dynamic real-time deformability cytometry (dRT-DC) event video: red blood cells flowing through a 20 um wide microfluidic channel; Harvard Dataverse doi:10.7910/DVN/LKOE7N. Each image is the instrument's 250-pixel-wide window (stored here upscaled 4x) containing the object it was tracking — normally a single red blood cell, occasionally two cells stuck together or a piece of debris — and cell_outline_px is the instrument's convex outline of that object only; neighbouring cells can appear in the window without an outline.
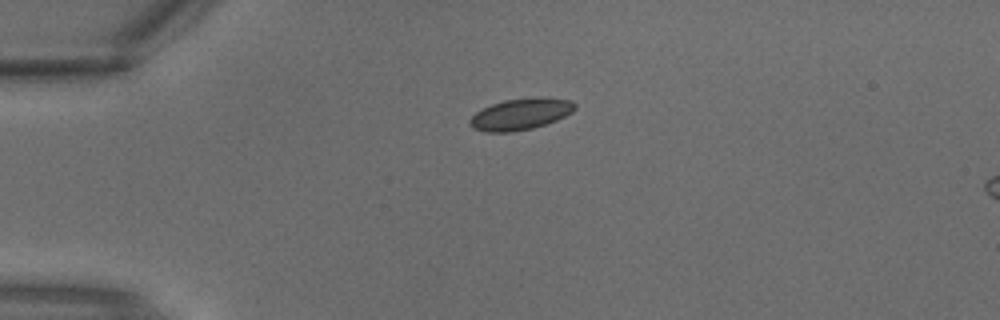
{"species": "common noctule bat (a hibernating species)", "species_latin": "Nyctalus noctula", "temperature_condition": "warm", "stored_images_in_passage": 3, "camera_frame_rate_fps": 3000, "um_per_image_px": 0.085, "animal": {"sex": "male", "body_mass_g": 18.8}, "frame": {"image": 1, "passage_image": 2, "time_ms": 0.333, "image_size_px": [1000, 320], "cell_outline_px": [[576, 108], [572, 112], [556, 120], [532, 128], [512, 132], [484, 132], [472, 128], [468, 124], [468, 120], [476, 112], [492, 104], [504, 100], [572, 100], [576, 104]], "centroid_in_image_um": [44.16, 9.76], "position_along_channel_um": 40.8, "area_um2": 18.38}}